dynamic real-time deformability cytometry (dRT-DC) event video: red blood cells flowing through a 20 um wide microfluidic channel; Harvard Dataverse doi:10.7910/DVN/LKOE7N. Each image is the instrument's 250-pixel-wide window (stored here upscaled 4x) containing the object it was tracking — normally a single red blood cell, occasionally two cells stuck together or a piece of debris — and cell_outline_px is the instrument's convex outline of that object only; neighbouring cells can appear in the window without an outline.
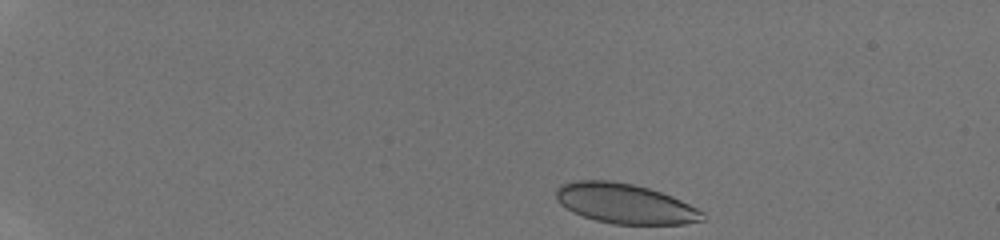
{"species": "human", "species_latin": "Homo sapiens", "temperature_condition": "room temperature", "stored_images_in_passage": 38, "camera_frame_rate_fps": 3000, "um_per_image_px": 0.085, "donor": {"sex": "male"}, "frame": {"image": 1, "passage_image": 1, "time_ms": 0.0, "image_size_px": [1000, 240], "cell_outline_px": [[704, 220], [684, 224], [612, 224], [596, 220], [572, 212], [560, 204], [556, 200], [556, 188], [560, 184], [576, 180], [612, 180], [632, 184], [648, 188], [672, 196], [704, 212]], "centroid_in_image_um": [53.08, 17.3], "position_along_channel_um": 31.9, "area_um2": 34.1}}
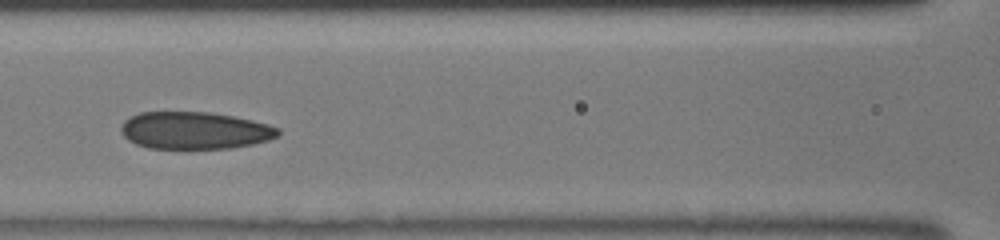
{"frame": {"image": 2, "passage_image": 16, "time_ms": 5.0, "image_size_px": [1000, 240], "cell_outline_px": [[280, 136], [268, 140], [252, 144], [232, 148], [148, 148], [136, 144], [128, 140], [120, 132], [120, 128], [124, 120], [140, 112], [212, 112], [252, 120], [268, 124], [280, 128]], "centroid_in_image_um": [16.56, 11.09], "position_along_channel_um": 150.0, "area_um2": 34.22}}
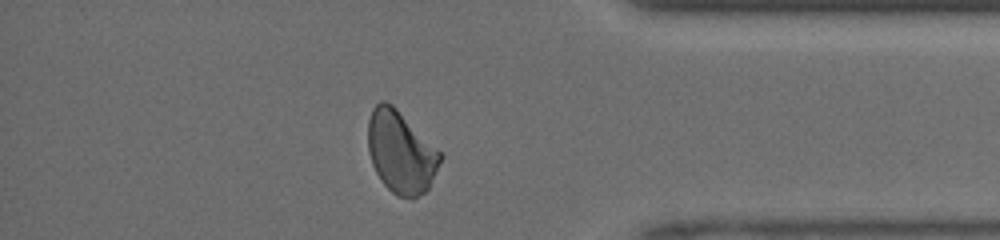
{"frame": {"image": 3, "passage_image": 33, "time_ms": 10.667, "image_size_px": [1000, 240], "cell_outline_px": [[444, 156], [428, 188], [424, 192], [412, 200], [396, 196], [380, 180], [372, 164], [368, 152], [368, 120], [372, 108], [380, 100], [384, 100], [392, 104], [444, 152]], "centroid_in_image_um": [34.1, 12.92], "position_along_channel_um": 401.1, "area_um2": 35.32}}